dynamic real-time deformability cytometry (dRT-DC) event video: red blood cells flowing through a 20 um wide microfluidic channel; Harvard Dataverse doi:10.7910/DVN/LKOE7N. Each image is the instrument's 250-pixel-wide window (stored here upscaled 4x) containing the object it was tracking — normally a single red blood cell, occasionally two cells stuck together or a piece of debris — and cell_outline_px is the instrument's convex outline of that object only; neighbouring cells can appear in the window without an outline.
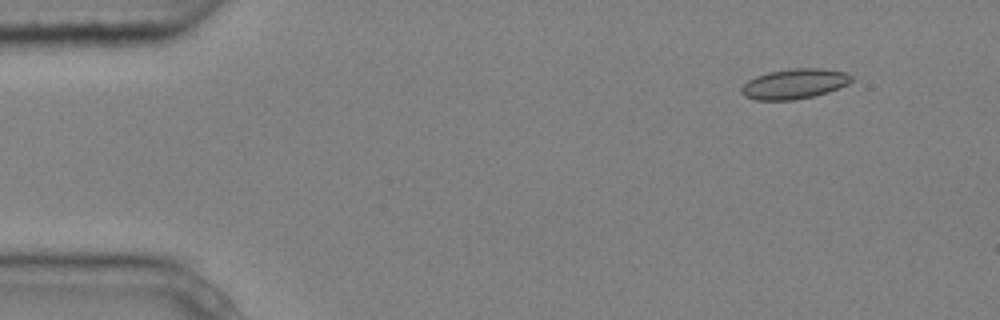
{"species": "common noctule bat (a hibernating species)", "species_latin": "Nyctalus noctula", "temperature_condition": "cold", "stored_images_in_passage": 4, "camera_frame_rate_fps": 3000, "um_per_image_px": 0.085, "animal": {"sex": "male", "body_mass_g": 20.4}, "frame": {"image": 1, "passage_image": 1, "time_ms": 0.0, "image_size_px": [1000, 320], "cell_outline_px": [[852, 80], [848, 84], [828, 92], [796, 100], [756, 100], [744, 96], [740, 92], [740, 88], [748, 80], [756, 76], [768, 72], [796, 68], [820, 68], [848, 72], [852, 76]], "centroid_in_image_um": [67.52, 7.13], "position_along_channel_um": 17.5, "area_um2": 19.36}}
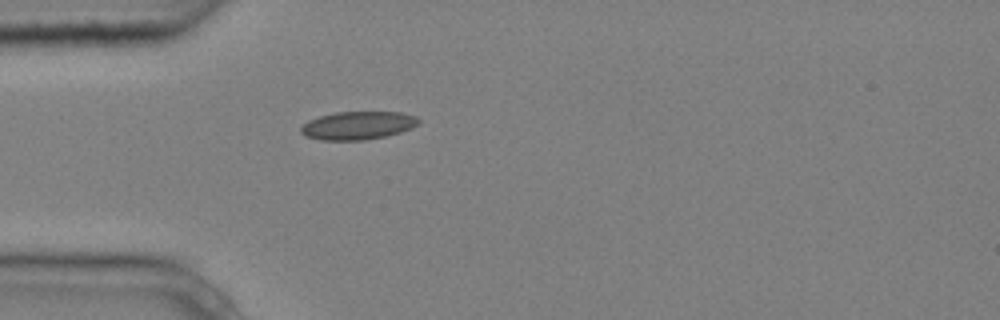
{"frame": {"image": 2, "passage_image": 4, "time_ms": 1.0, "image_size_px": [1000, 320], "cell_outline_px": [[420, 124], [412, 128], [400, 132], [384, 136], [364, 140], [320, 140], [304, 136], [300, 132], [300, 128], [308, 120], [320, 116], [336, 112], [400, 112], [416, 116], [420, 120]], "centroid_in_image_um": [30.42, 10.66], "position_along_channel_um": 54.6, "area_um2": 19.36}}